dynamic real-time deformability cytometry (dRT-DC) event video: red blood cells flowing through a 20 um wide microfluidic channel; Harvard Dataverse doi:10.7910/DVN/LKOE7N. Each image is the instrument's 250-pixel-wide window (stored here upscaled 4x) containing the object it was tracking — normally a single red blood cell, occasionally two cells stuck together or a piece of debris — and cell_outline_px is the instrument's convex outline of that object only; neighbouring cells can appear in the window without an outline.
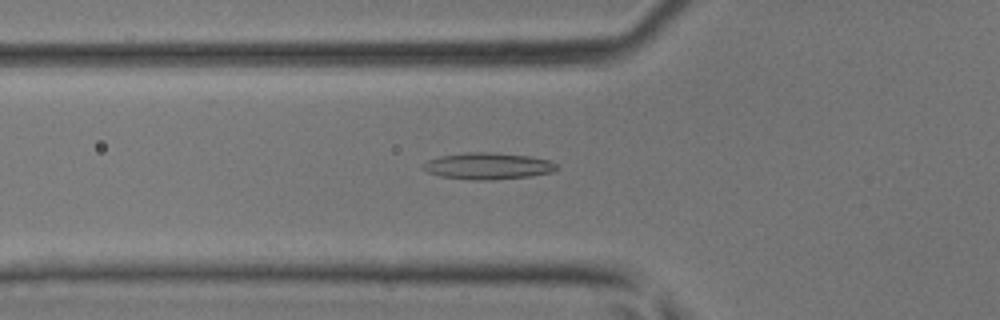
{"species": "common noctule bat (a hibernating species)", "species_latin": "Nyctalus noctula", "temperature_condition": "room temperature", "stored_images_in_passage": 31, "camera_frame_rate_fps": 3000, "um_per_image_px": 0.085, "animal": {"sex": "male", "body_mass_g": 17.9, "forearm_length_mm": 54.2}, "frame": {"image": 1, "passage_image": 2, "time_ms": 0.333, "image_size_px": [1000, 320], "cell_outline_px": [[560, 168], [552, 172], [532, 176], [492, 180], [476, 180], [440, 176], [428, 172], [420, 168], [428, 160], [440, 156], [468, 152], [488, 152], [528, 156], [548, 160], [556, 164]], "centroid_in_image_um": [41.48, 14.12], "position_along_channel_um": 84.3, "area_um2": 20.63}}
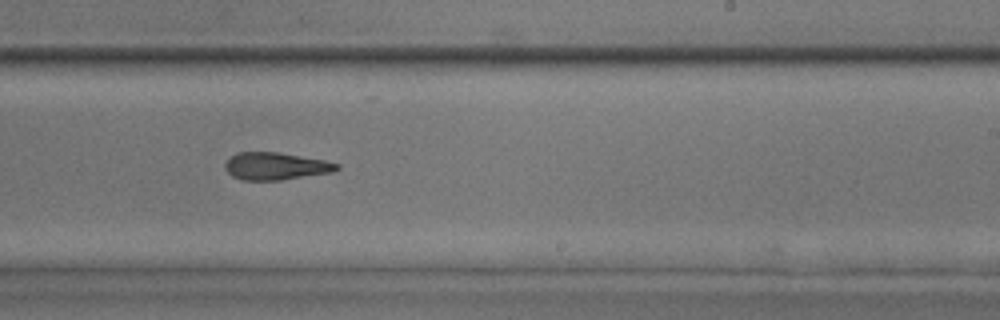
{"frame": {"image": 2, "passage_image": 14, "time_ms": 4.333, "image_size_px": [1000, 320], "cell_outline_px": [[340, 168], [332, 172], [280, 180], [240, 180], [232, 176], [224, 168], [224, 164], [236, 152], [280, 152], [324, 160], [340, 164]], "centroid_in_image_um": [23.42, 14.12], "position_along_channel_um": 265.6, "area_um2": 17.86}}
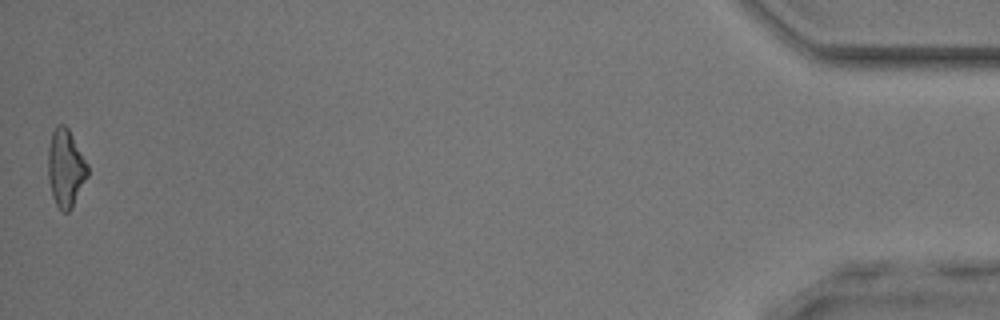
{"frame": {"image": 3, "passage_image": 31, "time_ms": 10.0, "image_size_px": [1000, 320], "cell_outline_px": [[88, 176], [72, 208], [68, 212], [64, 212], [56, 204], [52, 196], [48, 180], [48, 144], [52, 132], [56, 124], [64, 124], [68, 128], [88, 164]], "centroid_in_image_um": [5.57, 14.27], "position_along_channel_um": 429.6, "area_um2": 18.03}}